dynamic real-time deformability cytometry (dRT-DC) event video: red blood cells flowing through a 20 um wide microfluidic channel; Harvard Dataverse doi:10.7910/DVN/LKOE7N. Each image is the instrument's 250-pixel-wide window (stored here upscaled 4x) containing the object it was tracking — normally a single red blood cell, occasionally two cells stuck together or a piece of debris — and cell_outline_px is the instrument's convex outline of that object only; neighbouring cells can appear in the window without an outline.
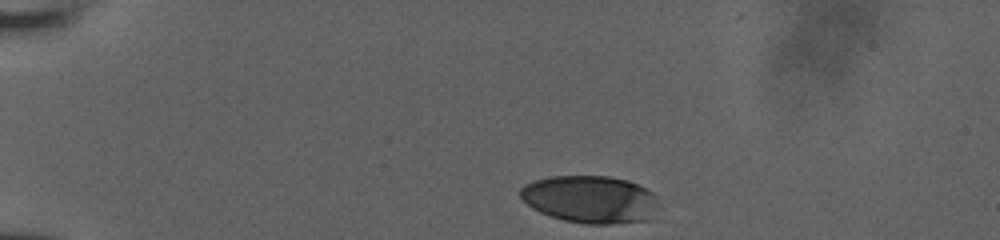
{"species": "human", "species_latin": "Homo sapiens", "temperature_condition": "room temperature", "stored_images_in_passage": 34, "camera_frame_rate_fps": 3000, "um_per_image_px": 0.085, "donor": {"sex": "male"}, "frame": {"image": 1, "passage_image": 1, "time_ms": 0.0, "image_size_px": [1000, 240], "cell_outline_px": [[656, 196], [652, 220], [608, 224], [584, 224], [564, 220], [540, 212], [532, 208], [520, 196], [520, 188], [524, 184], [536, 180], [552, 176], [608, 176], [628, 180], [652, 192]], "centroid_in_image_um": [50.16, 16.94], "position_along_channel_um": 34.8, "area_um2": 38.09}}
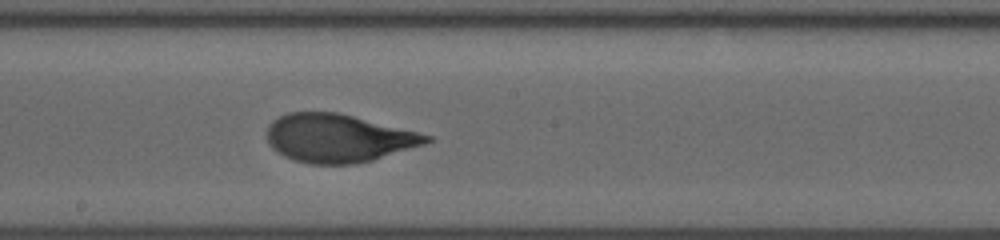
{"frame": {"image": 2, "passage_image": 20, "time_ms": 6.333, "image_size_px": [1000, 240], "cell_outline_px": [[432, 140], [424, 144], [372, 160], [356, 164], [308, 164], [284, 156], [272, 148], [268, 144], [268, 124], [272, 120], [288, 112], [336, 112], [432, 136]], "centroid_in_image_um": [28.7, 11.75], "position_along_channel_um": 219.5, "area_um2": 44.27}}
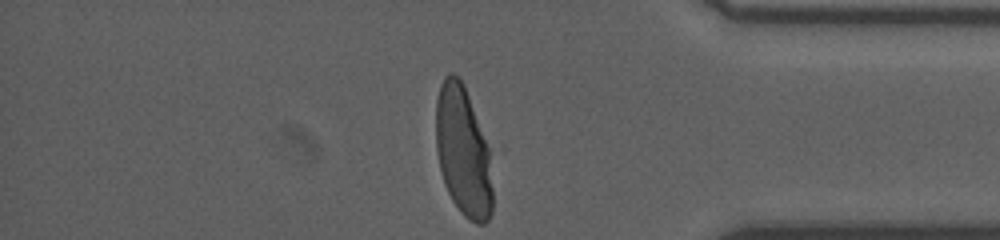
{"frame": {"image": 3, "passage_image": 34, "time_ms": 11.0, "image_size_px": [1000, 240], "cell_outline_px": [[492, 212], [488, 220], [484, 224], [476, 224], [468, 220], [460, 212], [452, 200], [444, 184], [440, 168], [436, 148], [436, 100], [440, 84], [444, 76], [452, 72], [460, 76], [464, 84], [492, 148]], "centroid_in_image_um": [39.4, 12.85], "position_along_channel_um": 395.8, "area_um2": 44.27}}